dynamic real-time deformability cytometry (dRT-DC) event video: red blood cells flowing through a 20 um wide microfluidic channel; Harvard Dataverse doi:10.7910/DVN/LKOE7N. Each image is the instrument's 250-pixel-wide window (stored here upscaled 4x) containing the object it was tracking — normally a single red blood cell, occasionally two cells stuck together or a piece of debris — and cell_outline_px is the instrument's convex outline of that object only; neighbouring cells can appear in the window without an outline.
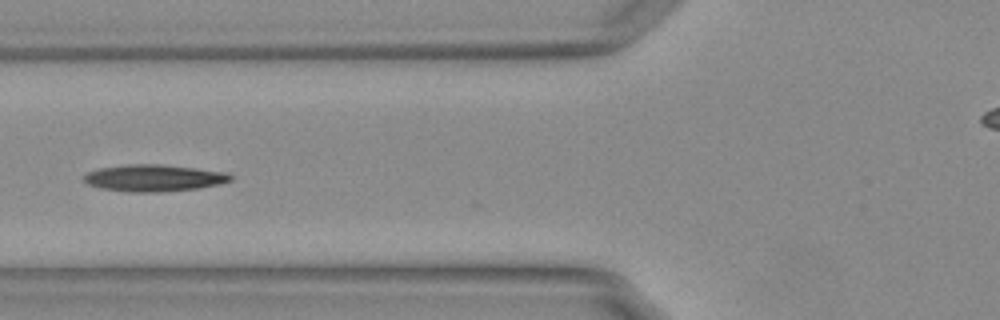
{"species": "Egyptian fruit bat (a non-hibernating species)", "species_latin": "Rousettus aegyptiacus", "temperature_condition": "warm", "stored_images_in_passage": 38, "camera_frame_rate_fps": 3000, "um_per_image_px": 0.085, "animal": {"sex": "female"}, "frame": {"image": 1, "passage_image": 12, "time_ms": 3.667, "image_size_px": [1000, 320], "cell_outline_px": [[232, 180], [216, 184], [196, 188], [156, 192], [132, 192], [100, 188], [88, 184], [84, 180], [84, 176], [88, 172], [100, 168], [128, 164], [160, 164], [196, 168], [228, 172], [232, 176]], "centroid_in_image_um": [13.07, 15.12], "position_along_channel_um": 112.7, "area_um2": 22.66}, "authors_computed_cell_mechanics": {"area_um2": 22.4264, "velocity_mm_per_s": 3.7173, "shape_relaxation_time_tau1_ms": 5.6236, "shape_relaxation_time_tau2_ms": null, "deformation_change_tau1": 0.1672, "deformation_change_tau2": null}}